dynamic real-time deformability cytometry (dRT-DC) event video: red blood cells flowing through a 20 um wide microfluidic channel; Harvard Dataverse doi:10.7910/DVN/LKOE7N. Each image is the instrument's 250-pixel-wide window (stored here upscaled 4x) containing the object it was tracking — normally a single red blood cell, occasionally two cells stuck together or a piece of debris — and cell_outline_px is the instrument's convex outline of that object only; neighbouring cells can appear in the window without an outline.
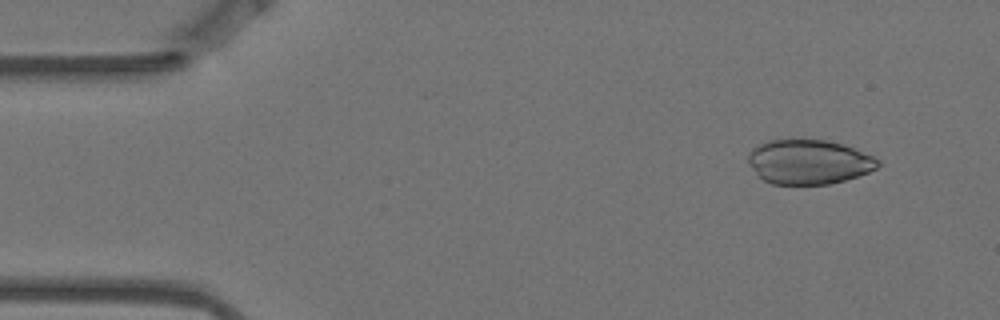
{"species": "Egyptian fruit bat (a non-hibernating species)", "species_latin": "Rousettus aegyptiacus", "temperature_condition": "warm", "stored_images_in_passage": 4, "camera_frame_rate_fps": 3000, "um_per_image_px": 0.085, "animal": {"sex": "female"}, "frame": {"image": 1, "passage_image": 2, "time_ms": 0.333, "image_size_px": [1000, 320], "cell_outline_px": [[880, 164], [876, 168], [868, 172], [844, 180], [828, 184], [772, 184], [764, 180], [756, 172], [748, 160], [748, 156], [752, 148], [768, 140], [828, 140], [844, 144], [872, 156], [880, 160]], "centroid_in_image_um": [68.76, 13.75], "position_along_channel_um": 16.2, "area_um2": 33.29}}